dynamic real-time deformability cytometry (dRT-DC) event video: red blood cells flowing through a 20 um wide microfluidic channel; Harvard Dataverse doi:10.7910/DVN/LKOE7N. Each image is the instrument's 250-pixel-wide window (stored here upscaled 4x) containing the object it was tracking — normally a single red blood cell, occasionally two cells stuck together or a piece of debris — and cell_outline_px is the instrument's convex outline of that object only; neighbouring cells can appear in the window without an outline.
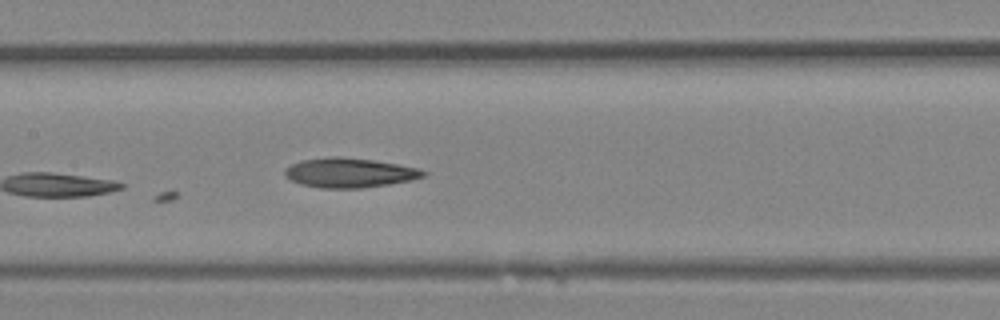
{"species": "Egyptian fruit bat (a non-hibernating species)", "species_latin": "Rousettus aegyptiacus", "temperature_condition": "room temperature", "stored_images_in_passage": 34, "camera_frame_rate_fps": 3000, "um_per_image_px": 0.085, "animal": {"sex": "female"}, "frame": {"image": 1, "passage_image": 16, "time_ms": 5.0, "image_size_px": [1000, 320], "cell_outline_px": [[428, 172], [424, 176], [412, 180], [388, 184], [360, 188], [320, 188], [300, 184], [284, 176], [284, 168], [300, 160], [336, 156], [340, 156], [372, 160], [420, 168]], "centroid_in_image_um": [29.69, 14.68], "position_along_channel_um": 177.7, "area_um2": 23.87}}
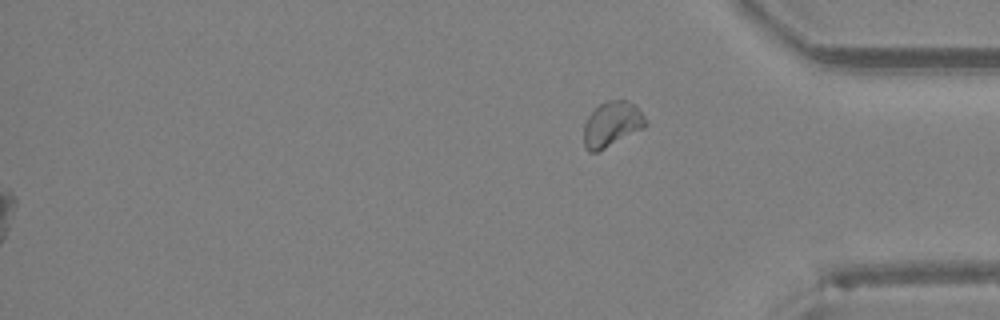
{"frame": {"image": 2, "passage_image": 34, "time_ms": 11.0, "image_size_px": [1000, 320], "cell_outline_px": [[648, 124], [644, 128], [596, 152], [588, 152], [584, 148], [584, 124], [588, 116], [600, 104], [608, 100], [624, 100], [636, 104], [644, 116]], "centroid_in_image_um": [52.01, 10.55], "position_along_channel_um": 383.2, "area_um2": 16.18}}